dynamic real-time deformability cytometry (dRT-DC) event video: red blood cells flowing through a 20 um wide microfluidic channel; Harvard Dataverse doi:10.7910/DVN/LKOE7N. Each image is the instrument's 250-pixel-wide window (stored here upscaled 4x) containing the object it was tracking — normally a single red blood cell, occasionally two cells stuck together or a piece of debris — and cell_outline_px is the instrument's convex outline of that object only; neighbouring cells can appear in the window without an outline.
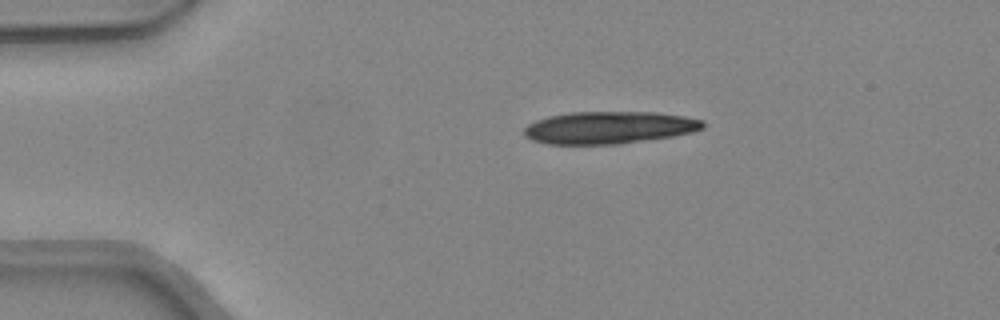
{"species": "common noctule bat (a hibernating species)", "species_latin": "Nyctalus noctula", "temperature_condition": "warm", "stored_images_in_passage": 39, "segment_of_instrument_passage": [1, 2], "camera_frame_rate_fps": 3000, "um_per_image_px": 0.085, "animal": {"sex": "female", "body_mass_g": 24.6, "forearm_length_mm": 56.2}, "frame": {"image": 1, "passage_image": 1, "time_ms": 0.0, "image_size_px": [1000, 320], "cell_outline_px": [[704, 128], [692, 132], [672, 136], [620, 144], [548, 144], [532, 140], [524, 136], [524, 128], [528, 124], [536, 120], [548, 116], [572, 112], [656, 112], [684, 116], [704, 120]], "centroid_in_image_um": [51.77, 10.84], "position_along_channel_um": 33.2, "area_um2": 33.76}}